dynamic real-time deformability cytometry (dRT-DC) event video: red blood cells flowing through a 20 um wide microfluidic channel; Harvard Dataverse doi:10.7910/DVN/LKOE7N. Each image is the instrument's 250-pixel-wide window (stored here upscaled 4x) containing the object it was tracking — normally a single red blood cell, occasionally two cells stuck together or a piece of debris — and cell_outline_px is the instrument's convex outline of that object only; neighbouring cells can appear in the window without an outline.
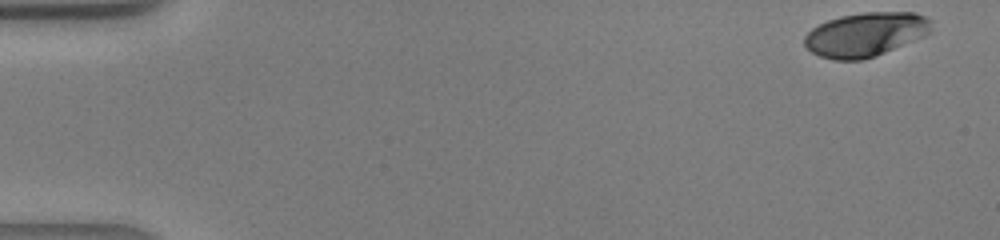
{"species": "human", "species_latin": "Homo sapiens", "temperature_condition": "warm", "stored_images_in_passage": 41, "camera_frame_rate_fps": 3000, "um_per_image_px": 0.085, "donor": {"sex": "male"}, "frame": {"image": 1, "passage_image": 1, "time_ms": 0.0, "image_size_px": [1000, 240], "cell_outline_px": [[932, 32], [924, 36], [876, 56], [860, 60], [832, 60], [820, 56], [812, 52], [804, 44], [804, 36], [812, 28], [828, 20], [840, 16], [864, 12], [916, 12], [932, 20]], "centroid_in_image_um": [73.6, 2.92], "position_along_channel_um": 11.4, "area_um2": 32.71}}
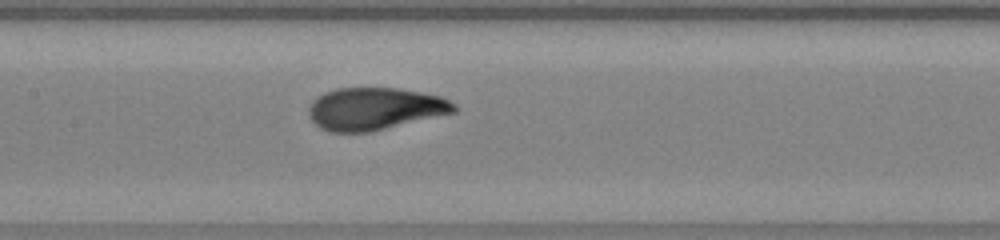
{"frame": {"image": 2, "passage_image": 20, "time_ms": 6.333, "image_size_px": [1000, 240], "cell_outline_px": [[456, 112], [368, 132], [328, 132], [320, 128], [312, 120], [308, 112], [308, 108], [312, 100], [316, 96], [324, 92], [336, 88], [396, 88], [420, 92], [440, 96], [456, 104]], "centroid_in_image_um": [31.82, 9.24], "position_along_channel_um": 175.6, "area_um2": 35.78}}
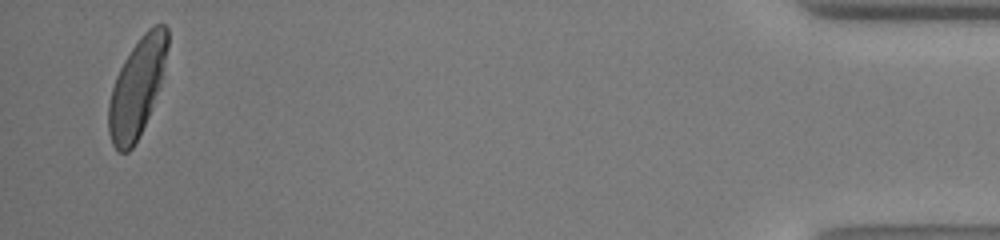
{"frame": {"image": 3, "passage_image": 40, "time_ms": 13.0, "image_size_px": [1000, 240], "cell_outline_px": [[168, 48], [160, 84], [148, 116], [132, 148], [128, 152], [120, 152], [112, 144], [108, 132], [108, 104], [112, 88], [116, 76], [124, 60], [132, 48], [144, 32], [148, 28], [156, 24], [164, 24], [168, 28]], "centroid_in_image_um": [11.63, 7.42], "position_along_channel_um": 423.6, "area_um2": 33.23}}